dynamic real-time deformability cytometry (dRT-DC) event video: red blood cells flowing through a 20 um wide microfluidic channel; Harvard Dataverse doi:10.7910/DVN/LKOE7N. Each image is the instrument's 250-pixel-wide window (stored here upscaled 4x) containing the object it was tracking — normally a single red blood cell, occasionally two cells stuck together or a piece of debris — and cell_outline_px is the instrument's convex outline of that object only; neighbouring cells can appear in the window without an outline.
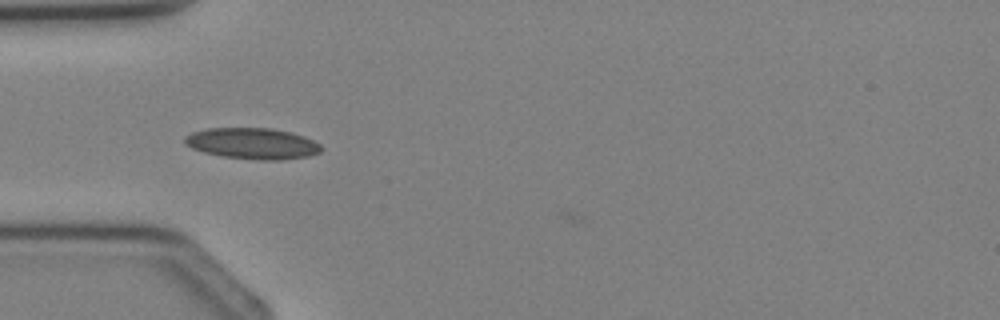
{"species": "Egyptian fruit bat (a non-hibernating species)", "species_latin": "Rousettus aegyptiacus", "temperature_condition": "cold", "stored_images_in_passage": 3, "camera_frame_rate_fps": 3000, "um_per_image_px": 0.085, "animal": {"sex": "female"}, "frame": {"image": 1, "passage_image": 2, "time_ms": 2.0, "image_size_px": [1000, 320], "cell_outline_px": [[320, 152], [308, 156], [280, 160], [260, 160], [224, 156], [204, 152], [192, 148], [184, 144], [184, 136], [192, 132], [204, 128], [272, 128], [292, 132], [304, 136], [320, 144]], "centroid_in_image_um": [21.43, 12.18], "position_along_channel_um": 63.6, "area_um2": 24.74}}
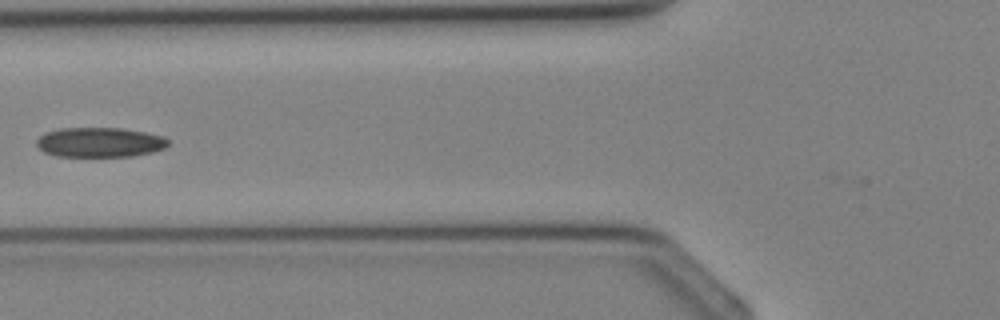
{"frame": {"image": 2, "passage_image": 3, "time_ms": 3.0, "image_size_px": [1000, 320], "cell_outline_px": [[168, 144], [164, 148], [152, 152], [132, 156], [56, 156], [44, 152], [36, 144], [36, 140], [44, 132], [60, 128], [120, 128], [144, 132], [164, 136], [168, 140]], "centroid_in_image_um": [8.46, 12.09], "position_along_channel_um": 117.3, "area_um2": 22.77}}